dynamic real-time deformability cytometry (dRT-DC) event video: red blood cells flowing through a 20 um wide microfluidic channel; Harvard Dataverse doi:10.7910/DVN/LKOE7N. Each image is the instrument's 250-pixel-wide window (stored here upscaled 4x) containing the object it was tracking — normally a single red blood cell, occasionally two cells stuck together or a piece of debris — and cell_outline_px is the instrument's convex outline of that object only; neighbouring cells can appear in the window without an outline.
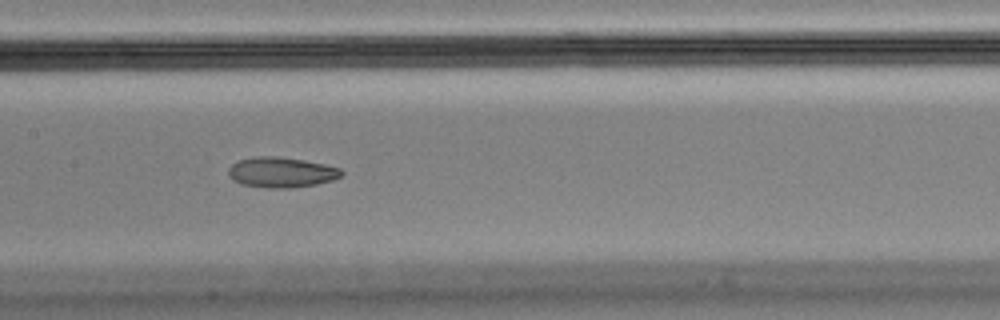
{"species": "Egyptian fruit bat (a non-hibernating species)", "species_latin": "Rousettus aegyptiacus", "temperature_condition": "cold", "stored_images_in_passage": 23, "camera_frame_rate_fps": 3000, "um_per_image_px": 0.085, "animal": {"sex": "male"}, "frame": {"image": 1, "passage_image": 17, "time_ms": 5.333, "image_size_px": [1000, 320], "cell_outline_px": [[344, 172], [340, 176], [332, 180], [316, 184], [292, 188], [268, 188], [244, 184], [232, 180], [228, 176], [228, 168], [236, 160], [252, 156], [276, 156], [304, 160], [324, 164], [340, 168]], "centroid_in_image_um": [23.88, 14.63], "position_along_channel_um": 183.5, "area_um2": 20.11}}